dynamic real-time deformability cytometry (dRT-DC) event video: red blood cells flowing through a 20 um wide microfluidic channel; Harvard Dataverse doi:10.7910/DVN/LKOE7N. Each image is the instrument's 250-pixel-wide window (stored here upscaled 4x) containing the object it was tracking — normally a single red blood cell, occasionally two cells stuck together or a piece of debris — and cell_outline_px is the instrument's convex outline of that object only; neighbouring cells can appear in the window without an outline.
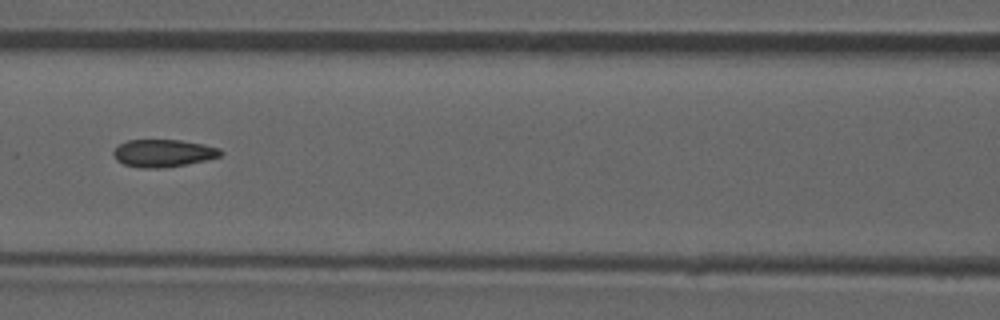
{"species": "common noctule bat (a hibernating species)", "species_latin": "Nyctalus noctula", "temperature_condition": "room temperature", "stored_images_in_passage": 52, "camera_frame_rate_fps": 3000, "um_per_image_px": 0.085, "animal": {"sex": "male", "forearm_length_mm": 52.5}, "frame": {"image": 1, "passage_image": 23, "time_ms": 7.333, "image_size_px": [1000, 320], "cell_outline_px": [[224, 152], [220, 156], [204, 160], [164, 168], [140, 168], [124, 164], [116, 160], [112, 152], [120, 144], [128, 140], [180, 140], [204, 144], [220, 148]], "centroid_in_image_um": [13.87, 13.01], "position_along_channel_um": 152.7, "area_um2": 17.11}, "authors_computed_cell_mechanics": {"area_um2": 17.5712, "velocity_mm_per_s": 3.9815, "shape_relaxation_time_tau1_ms": null, "shape_relaxation_time_tau2_ms": 2.2173, "deformation_change_tau1": null, "deformation_change_tau2": 0.0769}}